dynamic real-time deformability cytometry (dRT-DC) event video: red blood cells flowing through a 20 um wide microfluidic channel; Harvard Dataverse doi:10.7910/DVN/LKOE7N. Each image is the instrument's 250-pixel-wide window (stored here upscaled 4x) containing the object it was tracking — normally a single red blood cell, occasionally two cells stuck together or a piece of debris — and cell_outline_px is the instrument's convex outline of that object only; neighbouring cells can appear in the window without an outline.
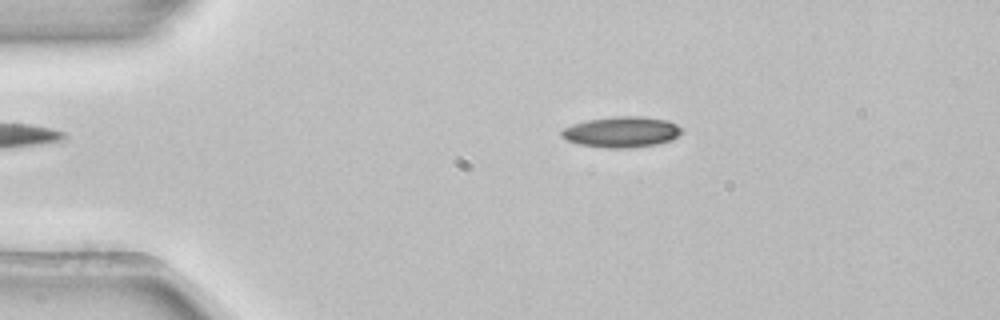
{"species": "common noctule bat (a hibernating species)", "species_latin": "Nyctalus noctula", "temperature_condition": "room temperature", "stored_images_in_passage": 2, "camera_frame_rate_fps": 3000, "um_per_image_px": 0.085, "animal": {"sex": "female", "body_mass_g": 22.7, "forearm_length_mm": 54.2}, "frame": {"image": 1, "passage_image": 1, "time_ms": 0.0, "image_size_px": [1000, 320], "cell_outline_px": [[684, 128], [672, 140], [656, 144], [628, 148], [608, 148], [580, 144], [568, 140], [560, 136], [560, 132], [564, 128], [572, 124], [588, 120], [616, 116], [640, 116], [668, 120]], "centroid_in_image_um": [52.84, 11.21], "position_along_channel_um": 32.2, "area_um2": 21.44}}